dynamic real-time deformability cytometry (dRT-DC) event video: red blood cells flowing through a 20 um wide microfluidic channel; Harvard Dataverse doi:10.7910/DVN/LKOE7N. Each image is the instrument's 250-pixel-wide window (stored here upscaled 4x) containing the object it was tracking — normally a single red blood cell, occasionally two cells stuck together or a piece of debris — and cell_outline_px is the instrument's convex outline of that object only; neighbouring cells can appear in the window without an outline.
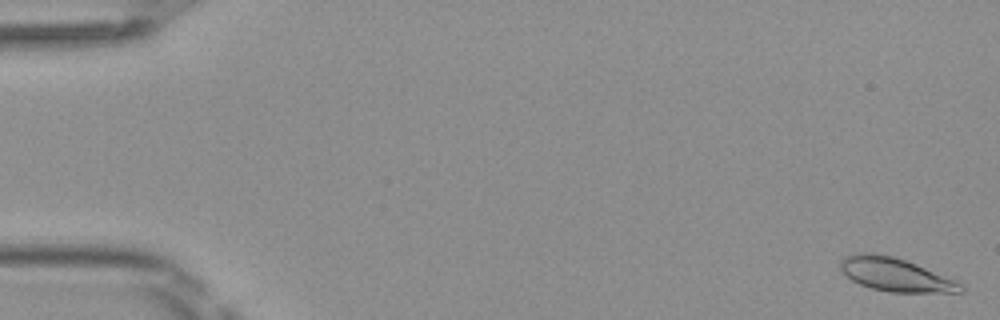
{"species": "Egyptian fruit bat (a non-hibernating species)", "species_latin": "Rousettus aegyptiacus", "temperature_condition": "room temperature", "stored_images_in_passage": 50, "camera_frame_rate_fps": 3000, "um_per_image_px": 0.085, "frame": {"image": 1, "passage_image": 1, "time_ms": 0.0, "image_size_px": [1000, 320], "cell_outline_px": [[964, 292], [888, 292], [872, 288], [860, 284], [852, 280], [840, 268], [840, 260], [844, 256], [860, 252], [872, 252], [892, 256], [916, 264], [956, 280], [964, 288]], "centroid_in_image_um": [76.09, 23.33], "position_along_channel_um": 8.9, "area_um2": 23.24}}
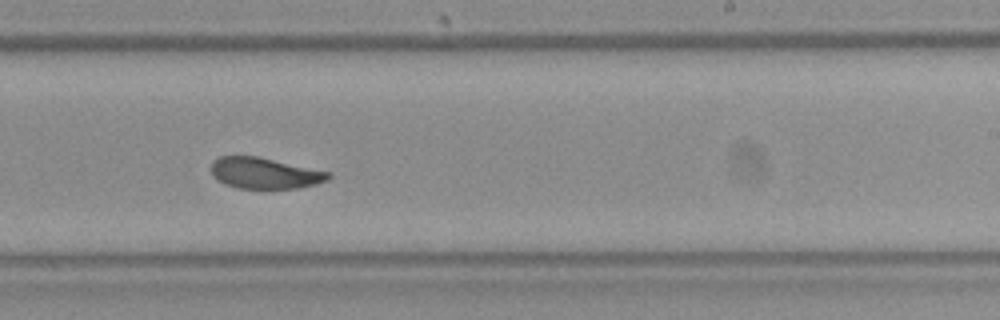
{"frame": {"image": 2, "passage_image": 31, "time_ms": 10.0, "image_size_px": [1000, 320], "cell_outline_px": [[332, 176], [328, 180], [316, 184], [296, 188], [236, 188], [224, 184], [216, 180], [212, 176], [212, 160], [220, 156], [260, 156], [332, 172]], "centroid_in_image_um": [22.51, 14.71], "position_along_channel_um": 266.5, "area_um2": 21.56}}
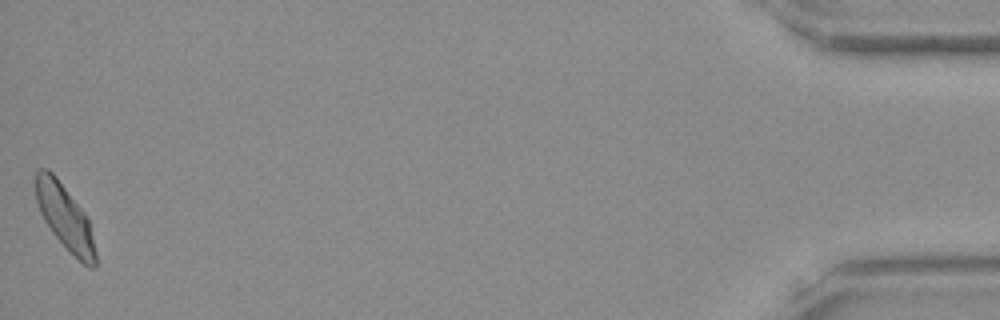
{"frame": {"image": 3, "passage_image": 50, "time_ms": 16.333, "image_size_px": [1000, 320], "cell_outline_px": [[96, 268], [88, 268], [52, 232], [44, 220], [40, 212], [36, 200], [36, 172], [40, 168], [48, 168], [56, 176], [84, 212], [88, 220], [96, 252]], "centroid_in_image_um": [5.51, 18.44], "position_along_channel_um": 429.7, "area_um2": 22.08}, "authors_computed_cell_mechanics": {"area_um2": 22.5709, "velocity_mm_per_s": 4.0561, "shape_relaxation_time_tau1_ms": 2.9206, "shape_relaxation_time_tau2_ms": 1.2587, "deformation_change_tau1": 0.1116, "deformation_change_tau2": 0.0505}}